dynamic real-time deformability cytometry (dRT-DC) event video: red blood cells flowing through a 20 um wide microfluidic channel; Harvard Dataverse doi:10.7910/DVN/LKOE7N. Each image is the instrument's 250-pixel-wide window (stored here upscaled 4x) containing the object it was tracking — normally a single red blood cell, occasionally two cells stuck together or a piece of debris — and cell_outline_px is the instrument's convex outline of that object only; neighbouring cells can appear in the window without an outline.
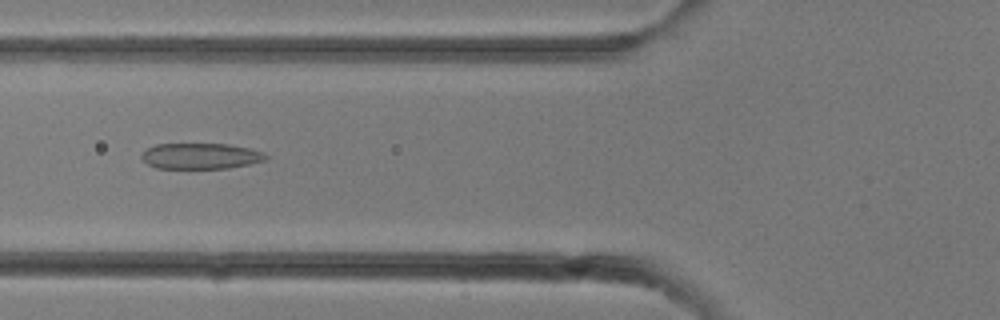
{"species": "common noctule bat (a hibernating species)", "species_latin": "Nyctalus noctula", "temperature_condition": "room temperature", "stored_images_in_passage": 17, "camera_frame_rate_fps": 3000, "um_per_image_px": 0.085, "animal": {"sex": "female"}, "frame": {"image": 1, "passage_image": 12, "time_ms": 3.667, "image_size_px": [1000, 320], "cell_outline_px": [[268, 160], [228, 168], [156, 168], [148, 164], [140, 156], [148, 148], [156, 144], [228, 144], [248, 148], [264, 152], [268, 156]], "centroid_in_image_um": [17.09, 13.26], "position_along_channel_um": 108.7, "area_um2": 18.61}}
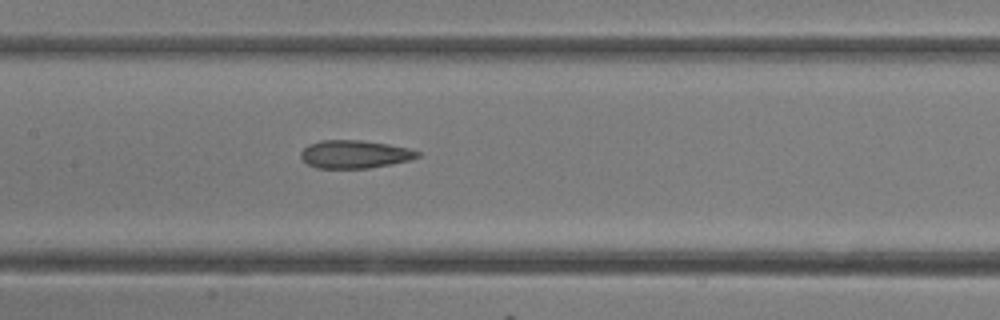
{"frame": {"image": 2, "passage_image": 15, "time_ms": 4.667, "image_size_px": [1000, 320], "cell_outline_px": [[420, 156], [412, 160], [392, 164], [368, 168], [316, 168], [308, 164], [300, 156], [300, 152], [308, 144], [320, 140], [360, 140], [388, 144], [408, 148], [420, 152]], "centroid_in_image_um": [30.15, 13.11], "position_along_channel_um": 177.2, "area_um2": 19.13}}
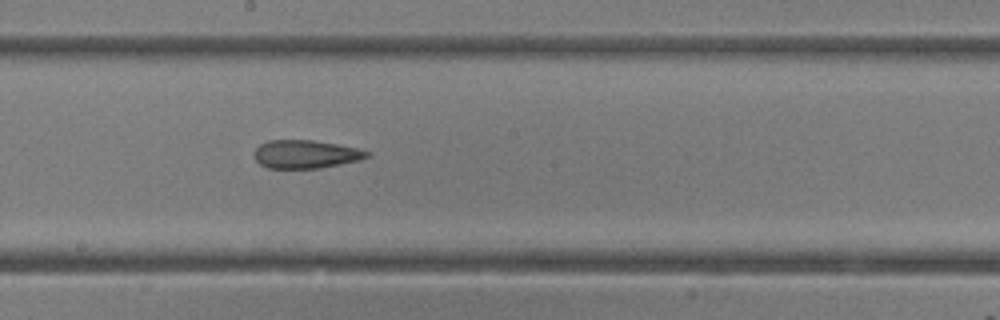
{"frame": {"image": 3, "passage_image": 17, "time_ms": 5.333, "image_size_px": [1000, 320], "cell_outline_px": [[368, 156], [360, 160], [320, 168], [268, 168], [260, 164], [252, 156], [252, 152], [260, 144], [268, 140], [312, 140], [336, 144], [356, 148], [368, 152]], "centroid_in_image_um": [25.91, 13.11], "position_along_channel_um": 222.3, "area_um2": 18.5}}